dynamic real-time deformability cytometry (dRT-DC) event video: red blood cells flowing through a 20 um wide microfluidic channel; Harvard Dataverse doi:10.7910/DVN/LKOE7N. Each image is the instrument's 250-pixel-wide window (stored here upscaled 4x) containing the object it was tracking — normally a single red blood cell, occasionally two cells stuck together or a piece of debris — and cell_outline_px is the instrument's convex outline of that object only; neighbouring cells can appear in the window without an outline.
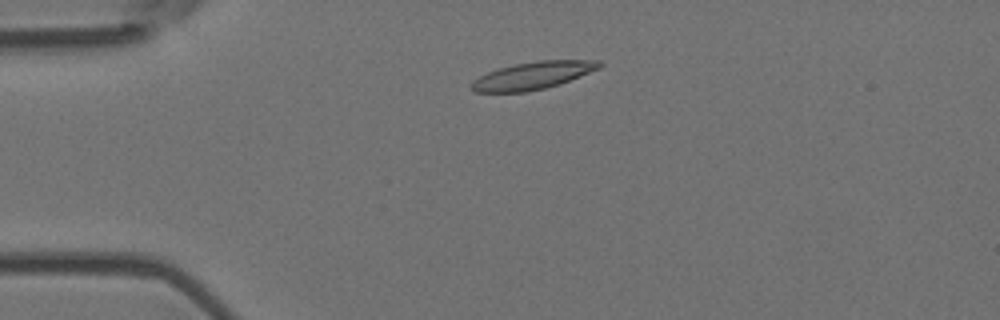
{"species": "Egyptian fruit bat (a non-hibernating species)", "species_latin": "Rousettus aegyptiacus", "temperature_condition": "room temperature", "stored_images_in_passage": 3, "camera_frame_rate_fps": 3000, "um_per_image_px": 0.085, "animal": {"sex": "female"}, "frame": {"image": 1, "passage_image": 1, "time_ms": 0.0, "image_size_px": [1000, 320], "cell_outline_px": [[604, 64], [600, 68], [560, 84], [544, 88], [524, 92], [472, 92], [468, 88], [468, 84], [472, 80], [488, 72], [512, 64], [540, 60], [600, 60]], "centroid_in_image_um": [45.25, 6.42], "position_along_channel_um": 39.7, "area_um2": 20.69}}
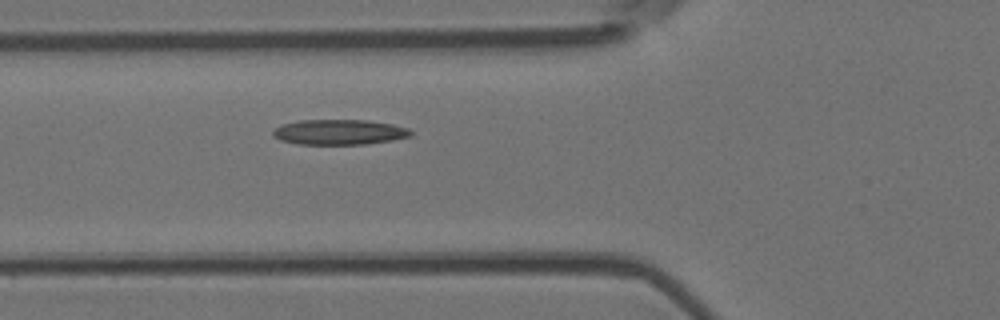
{"frame": {"image": 2, "passage_image": 3, "time_ms": 0.667, "image_size_px": [1000, 320], "cell_outline_px": [[412, 136], [392, 140], [364, 144], [296, 144], [280, 140], [272, 136], [272, 132], [276, 128], [284, 124], [300, 120], [368, 120], [392, 124], [408, 128], [412, 132]], "centroid_in_image_um": [28.84, 11.23], "position_along_channel_um": 97.0, "area_um2": 20.23}}